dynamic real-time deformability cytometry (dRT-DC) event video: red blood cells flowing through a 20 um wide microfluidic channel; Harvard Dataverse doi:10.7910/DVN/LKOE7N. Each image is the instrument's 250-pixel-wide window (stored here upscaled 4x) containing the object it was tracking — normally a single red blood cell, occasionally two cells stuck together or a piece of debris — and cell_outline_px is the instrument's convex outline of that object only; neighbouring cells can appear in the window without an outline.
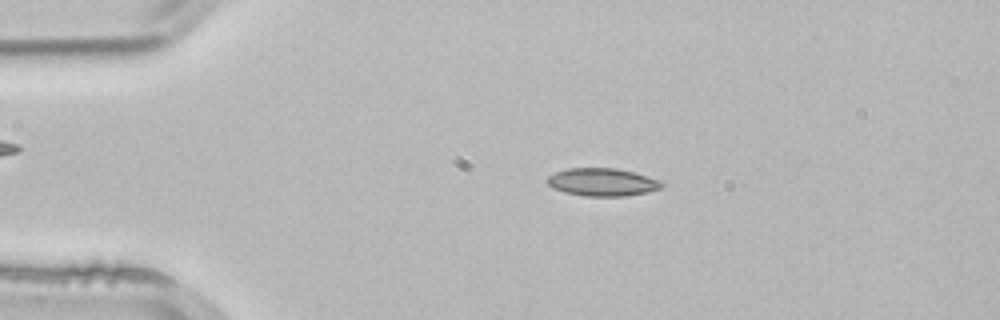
{"species": "common noctule bat (a hibernating species)", "species_latin": "Nyctalus noctula", "temperature_condition": "room temperature", "stored_images_in_passage": 44, "camera_frame_rate_fps": 3000, "um_per_image_px": 0.085, "animal": {"sex": "male", "body_mass_g": 21.5, "forearm_length_mm": 52.0}, "frame": {"image": 1, "passage_image": 3, "time_ms": 0.667, "image_size_px": [1000, 320], "cell_outline_px": [[664, 184], [660, 188], [648, 192], [624, 196], [584, 196], [564, 192], [552, 188], [544, 180], [548, 176], [556, 172], [568, 168], [616, 168], [632, 172], [660, 180]], "centroid_in_image_um": [51.15, 15.48], "position_along_channel_um": 33.8, "area_um2": 18.55}}
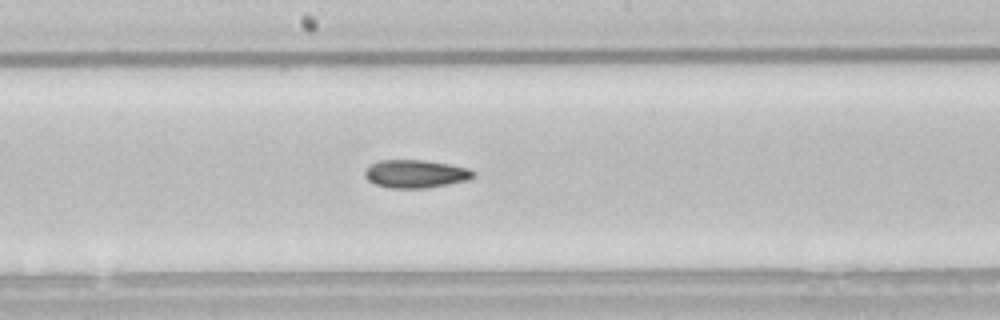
{"frame": {"image": 2, "passage_image": 20, "time_ms": 6.333, "image_size_px": [1000, 320], "cell_outline_px": [[476, 176], [468, 180], [428, 188], [392, 188], [376, 184], [368, 180], [364, 176], [364, 172], [372, 164], [380, 160], [424, 160], [448, 164], [468, 168], [476, 172]], "centroid_in_image_um": [35.36, 14.78], "position_along_channel_um": 212.8, "area_um2": 17.69}}
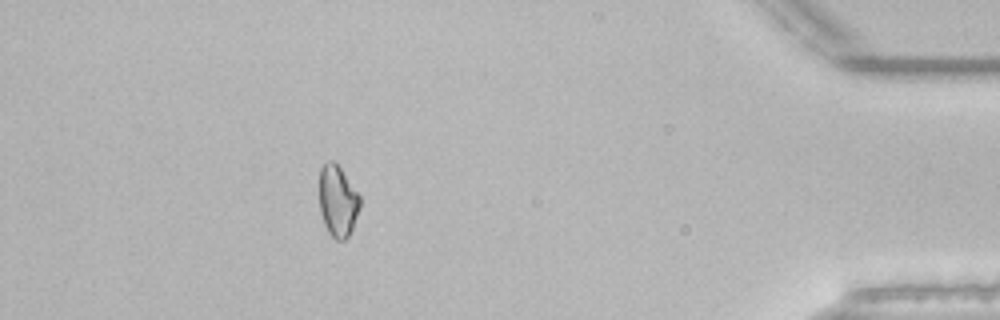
{"frame": {"image": 3, "passage_image": 39, "time_ms": 12.667, "image_size_px": [1000, 320], "cell_outline_px": [[360, 208], [352, 228], [348, 236], [344, 240], [336, 240], [328, 232], [324, 224], [320, 212], [320, 168], [328, 160], [332, 160], [340, 168], [360, 196]], "centroid_in_image_um": [28.7, 17.1], "position_along_channel_um": 406.5, "area_um2": 16.7}, "authors_computed_cell_mechanics": {"area_um2": 17.5134, "velocity_mm_per_s": 3.8899, "shape_relaxation_time_tau1_ms": 11.0106, "shape_relaxation_time_tau2_ms": null, "deformation_change_tau1": 0.1698, "deformation_change_tau2": null}}